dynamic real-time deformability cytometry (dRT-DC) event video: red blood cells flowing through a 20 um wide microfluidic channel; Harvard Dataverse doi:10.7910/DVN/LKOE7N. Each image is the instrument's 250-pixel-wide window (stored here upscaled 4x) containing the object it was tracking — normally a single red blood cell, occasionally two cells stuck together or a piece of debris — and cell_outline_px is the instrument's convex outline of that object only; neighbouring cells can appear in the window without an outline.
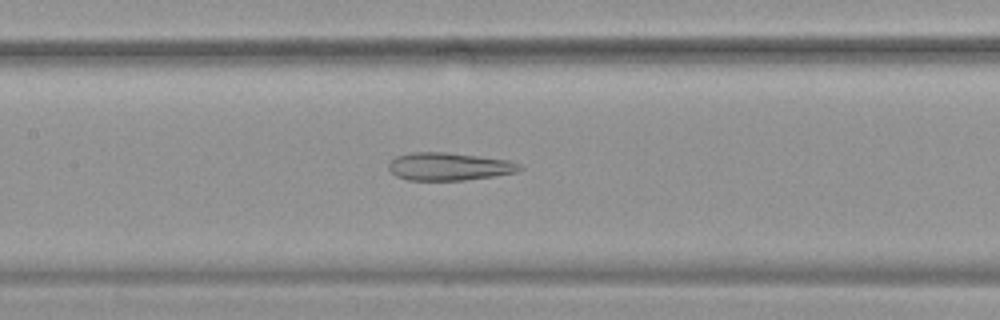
{"species": "common noctule bat (a hibernating species)", "species_latin": "Nyctalus noctula", "temperature_condition": "warm", "stored_images_in_passage": 54, "camera_frame_rate_fps": 3000, "um_per_image_px": 0.085, "animal": {"sex": "female", "body_mass_g": 19.9}, "frame": {"image": 1, "passage_image": 26, "time_ms": 8.333, "image_size_px": [1000, 320], "cell_outline_px": [[524, 168], [516, 172], [496, 176], [464, 180], [408, 180], [396, 176], [388, 168], [388, 164], [396, 156], [412, 152], [444, 152], [480, 156], [508, 160], [520, 164]], "centroid_in_image_um": [38.18, 14.15], "position_along_channel_um": 169.2, "area_um2": 21.27}}
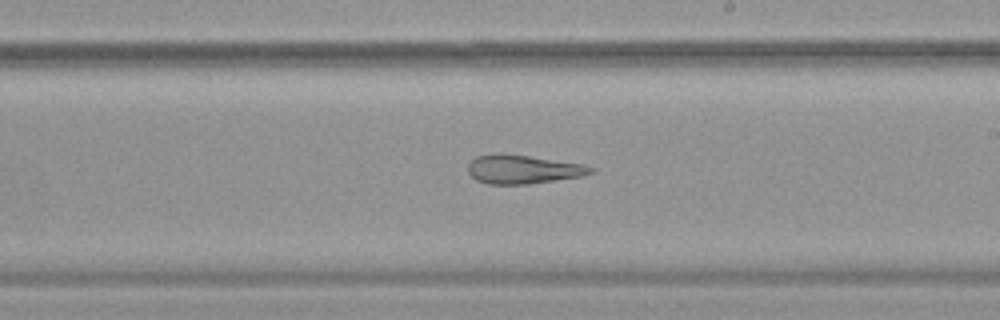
{"frame": {"image": 2, "passage_image": 32, "time_ms": 10.333, "image_size_px": [1000, 320], "cell_outline_px": [[596, 172], [584, 176], [528, 184], [488, 184], [476, 180], [468, 172], [468, 164], [476, 156], [492, 152], [500, 152], [584, 164], [596, 168]], "centroid_in_image_um": [44.46, 14.38], "position_along_channel_um": 244.5, "area_um2": 20.92}}
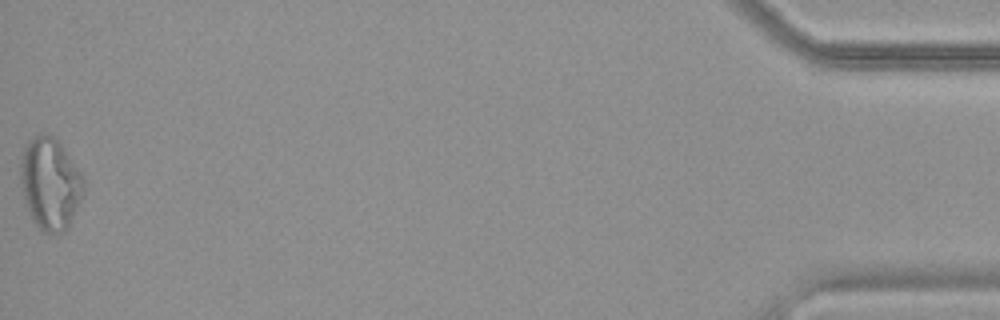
{"frame": {"image": 3, "passage_image": 54, "time_ms": 17.667, "image_size_px": [1000, 320], "cell_outline_px": [[84, 192], [68, 228], [64, 232], [56, 236], [44, 232], [32, 220], [24, 200], [20, 180], [20, 164], [24, 148], [28, 140], [40, 132], [44, 132], [56, 136], [80, 172], [84, 180]], "centroid_in_image_um": [4.26, 15.6], "position_along_channel_um": 430.9, "area_um2": 34.28}, "authors_computed_cell_mechanics": {"area_um2": 28.4087, "velocity_mm_per_s": 3.8001, "shape_relaxation_time_tau1_ms": null, "shape_relaxation_time_tau2_ms": 3.1914, "deformation_change_tau1": null, "deformation_change_tau2": 0.1488}}